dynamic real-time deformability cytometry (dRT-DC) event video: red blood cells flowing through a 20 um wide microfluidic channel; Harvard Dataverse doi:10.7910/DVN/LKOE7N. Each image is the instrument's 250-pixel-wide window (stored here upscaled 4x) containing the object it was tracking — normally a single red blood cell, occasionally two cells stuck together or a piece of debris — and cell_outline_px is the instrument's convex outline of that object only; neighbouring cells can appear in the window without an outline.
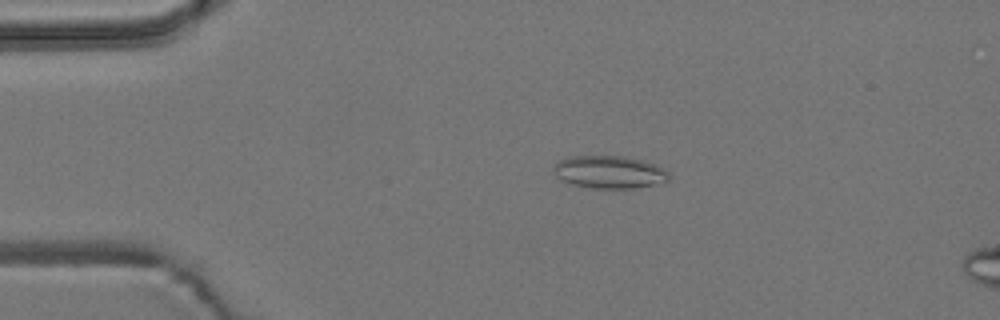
{"species": "common noctule bat (a hibernating species)", "species_latin": "Nyctalus noctula", "temperature_condition": "room temperature", "stored_images_in_passage": 6, "camera_frame_rate_fps": 3000, "um_per_image_px": 0.085, "animal": {"sex": "male", "body_mass_g": 19.2, "forearm_length_mm": 51.8}, "frame": {"image": 1, "passage_image": 3, "time_ms": 0.667, "image_size_px": [1000, 320], "cell_outline_px": [[668, 180], [652, 184], [632, 188], [592, 188], [572, 184], [556, 176], [552, 172], [552, 168], [560, 160], [568, 156], [624, 156], [656, 164], [664, 168], [668, 172]], "centroid_in_image_um": [51.76, 14.61], "position_along_channel_um": 33.2, "area_um2": 21.73}}
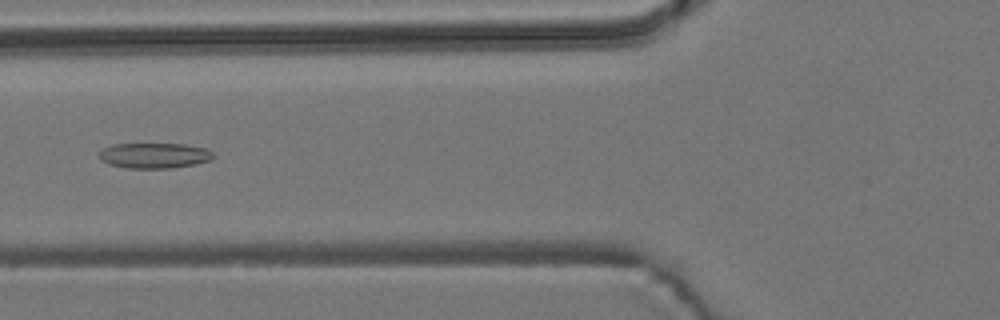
{"frame": {"image": 2, "passage_image": 6, "time_ms": 1.667, "image_size_px": [1000, 320], "cell_outline_px": [[216, 156], [208, 160], [192, 164], [172, 168], [128, 168], [108, 164], [100, 160], [96, 152], [112, 144], [184, 144], [208, 148]], "centroid_in_image_um": [13.07, 13.21], "position_along_channel_um": 112.7, "area_um2": 16.99}}